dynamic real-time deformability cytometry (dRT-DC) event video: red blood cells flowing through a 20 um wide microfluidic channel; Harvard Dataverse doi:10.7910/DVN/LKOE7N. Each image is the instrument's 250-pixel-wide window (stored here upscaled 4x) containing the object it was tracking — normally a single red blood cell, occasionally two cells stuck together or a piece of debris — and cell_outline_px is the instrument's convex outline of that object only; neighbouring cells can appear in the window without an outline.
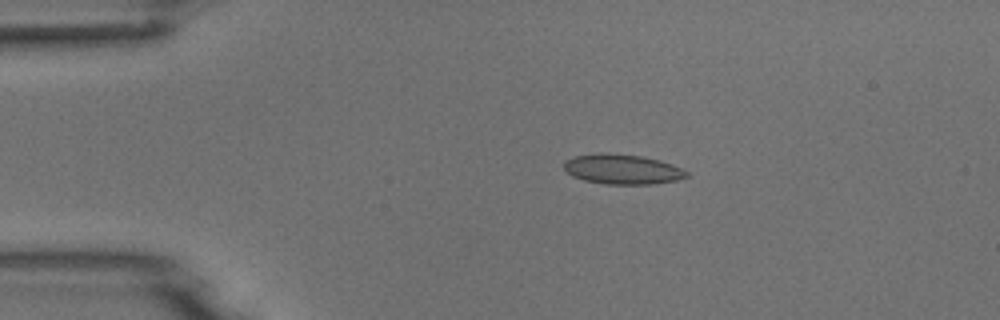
{"species": "common noctule bat (a hibernating species)", "species_latin": "Nyctalus noctula", "temperature_condition": "room temperature", "stored_images_in_passage": 5, "camera_frame_rate_fps": 3000, "um_per_image_px": 0.085, "animal": {"sex": "male", "body_mass_g": 18.8}, "frame": {"image": 1, "passage_image": 2, "time_ms": 1.333, "image_size_px": [1000, 320], "cell_outline_px": [[688, 176], [676, 180], [652, 184], [608, 184], [584, 180], [572, 176], [564, 168], [564, 160], [572, 156], [600, 152], [608, 152], [640, 156], [672, 164], [688, 172]], "centroid_in_image_um": [52.85, 14.37], "position_along_channel_um": 32.2, "area_um2": 21.33}}
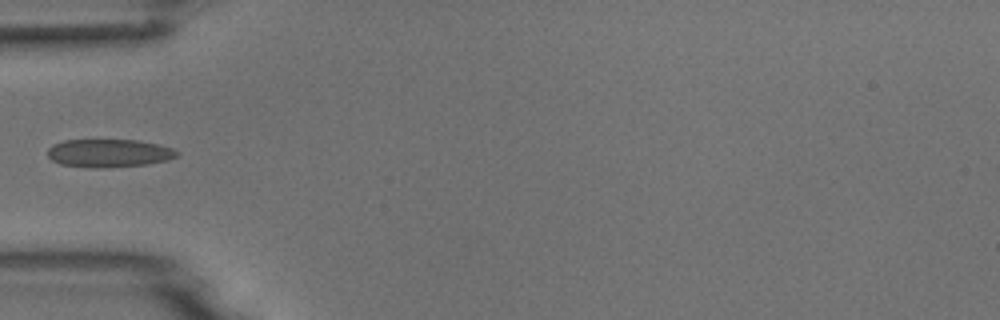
{"frame": {"image": 2, "passage_image": 4, "time_ms": 3.667, "image_size_px": [1000, 320], "cell_outline_px": [[180, 152], [176, 156], [168, 160], [148, 164], [108, 168], [88, 168], [60, 164], [52, 160], [48, 156], [48, 148], [52, 144], [64, 140], [136, 140], [156, 144], [172, 148]], "centroid_in_image_um": [9.24, 13.03], "position_along_channel_um": 75.8, "area_um2": 21.33}}